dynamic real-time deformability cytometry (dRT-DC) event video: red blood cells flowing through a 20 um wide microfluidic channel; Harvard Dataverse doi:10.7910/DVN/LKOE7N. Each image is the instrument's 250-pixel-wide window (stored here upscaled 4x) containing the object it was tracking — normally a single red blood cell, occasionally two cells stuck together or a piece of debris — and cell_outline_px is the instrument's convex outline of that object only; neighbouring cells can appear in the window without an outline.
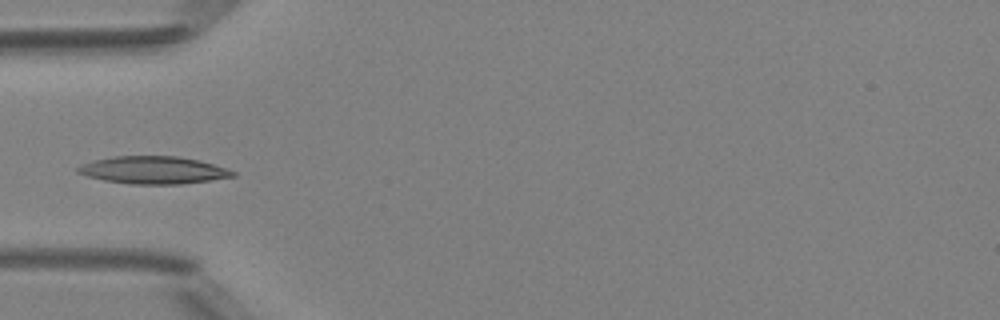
{"species": "Egyptian fruit bat (a non-hibernating species)", "species_latin": "Rousettus aegyptiacus", "temperature_condition": "room temperature", "stored_images_in_passage": 5, "camera_frame_rate_fps": 3000, "um_per_image_px": 0.085, "animal": {"sex": "female"}, "frame": {"image": 1, "passage_image": 4, "time_ms": 3.333, "image_size_px": [1000, 320], "cell_outline_px": [[236, 176], [180, 184], [132, 184], [104, 180], [88, 176], [76, 172], [76, 168], [80, 164], [112, 156], [176, 156], [200, 160], [236, 172]], "centroid_in_image_um": [13.0, 14.45], "position_along_channel_um": 72.0, "area_um2": 24.62}}
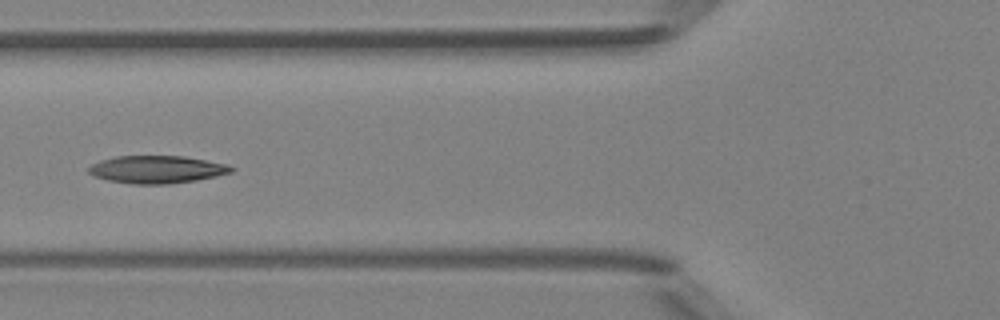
{"frame": {"image": 2, "passage_image": 5, "time_ms": 4.333, "image_size_px": [1000, 320], "cell_outline_px": [[236, 168], [232, 172], [216, 176], [196, 180], [168, 184], [132, 184], [108, 180], [96, 176], [88, 172], [88, 168], [92, 164], [100, 160], [116, 156], [184, 156], [228, 164]], "centroid_in_image_um": [13.36, 14.4], "position_along_channel_um": 112.4, "area_um2": 22.95}}